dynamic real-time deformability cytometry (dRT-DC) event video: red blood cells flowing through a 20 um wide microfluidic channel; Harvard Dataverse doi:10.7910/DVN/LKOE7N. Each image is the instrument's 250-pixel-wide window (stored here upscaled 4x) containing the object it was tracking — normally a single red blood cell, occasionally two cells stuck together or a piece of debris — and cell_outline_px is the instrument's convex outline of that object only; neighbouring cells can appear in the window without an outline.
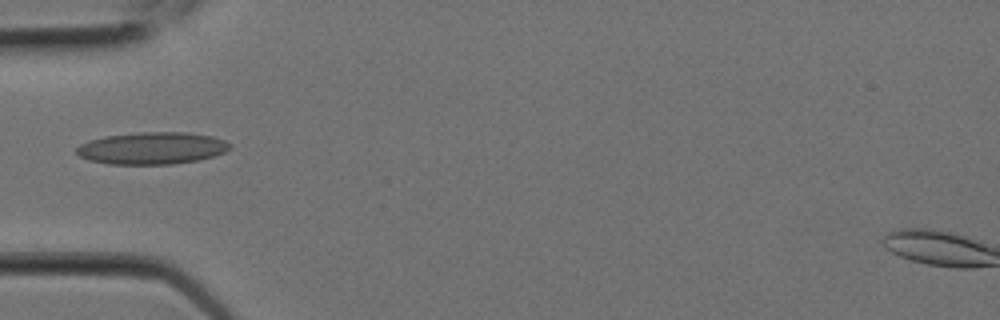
{"species": "Egyptian fruit bat (a non-hibernating species)", "species_latin": "Rousettus aegyptiacus", "temperature_condition": "room temperature", "stored_images_in_passage": 8, "camera_frame_rate_fps": 3000, "um_per_image_px": 0.085, "animal": {"sex": "female"}, "frame": {"image": 1, "passage_image": 5, "time_ms": 1.333, "image_size_px": [1000, 320], "cell_outline_px": [[232, 148], [224, 152], [212, 156], [196, 160], [172, 164], [108, 164], [88, 160], [80, 156], [76, 152], [76, 148], [80, 144], [88, 140], [104, 136], [144, 132], [184, 132], [212, 136], [224, 140], [232, 144]], "centroid_in_image_um": [12.91, 12.59], "position_along_channel_um": 72.1, "area_um2": 28.67}}
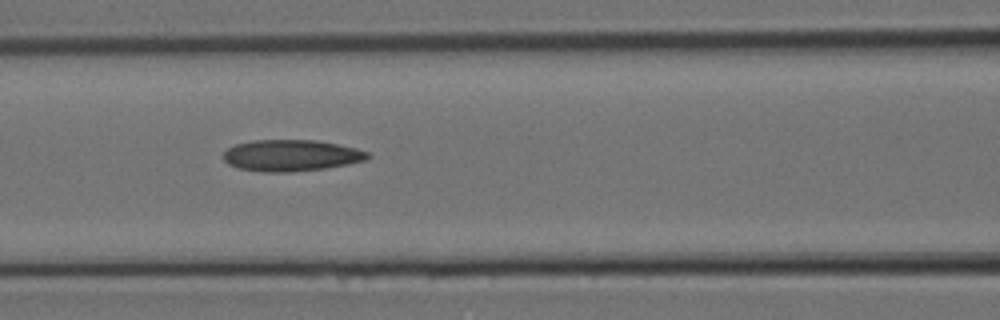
{"frame": {"image": 2, "passage_image": 7, "time_ms": 2.0, "image_size_px": [1000, 320], "cell_outline_px": [[372, 156], [368, 160], [348, 164], [324, 168], [288, 172], [264, 172], [236, 168], [228, 164], [224, 160], [224, 152], [228, 148], [236, 144], [252, 140], [316, 140], [356, 148], [368, 152]], "centroid_in_image_um": [24.75, 13.21], "position_along_channel_um": 141.8, "area_um2": 26.47}}
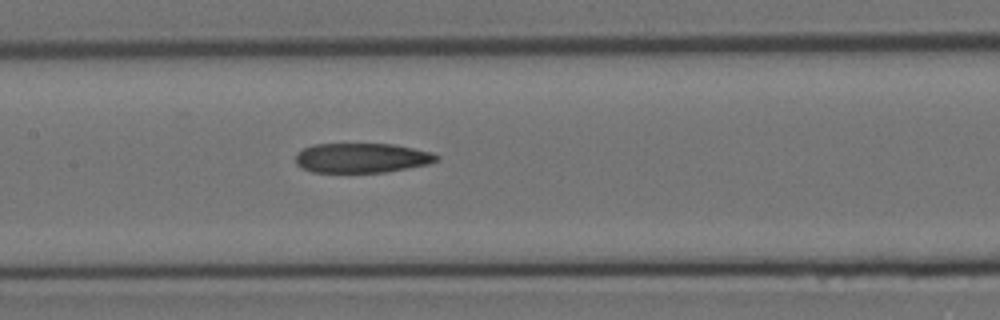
{"frame": {"image": 3, "passage_image": 8, "time_ms": 2.333, "image_size_px": [1000, 320], "cell_outline_px": [[440, 160], [428, 164], [388, 172], [312, 172], [300, 168], [296, 164], [296, 152], [312, 144], [396, 144], [432, 152], [440, 156]], "centroid_in_image_um": [30.76, 13.42], "position_along_channel_um": 176.6, "area_um2": 24.68}}